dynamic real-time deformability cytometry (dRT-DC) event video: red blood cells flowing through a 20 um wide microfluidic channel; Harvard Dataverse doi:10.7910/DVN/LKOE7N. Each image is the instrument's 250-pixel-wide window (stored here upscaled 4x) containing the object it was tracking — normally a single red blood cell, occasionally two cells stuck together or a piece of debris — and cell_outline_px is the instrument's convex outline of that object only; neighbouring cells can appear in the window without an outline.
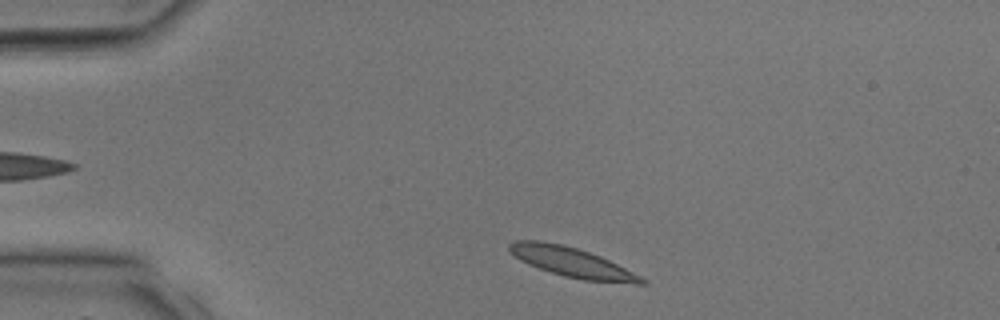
{"species": "common noctule bat (a hibernating species)", "species_latin": "Nyctalus noctula", "temperature_condition": "room temperature", "stored_images_in_passage": 27, "camera_frame_rate_fps": 3000, "um_per_image_px": 0.085, "animal": {"sex": "male", "body_mass_g": 17.9, "forearm_length_mm": 54.2}, "frame": {"image": 1, "passage_image": 1, "time_ms": 0.0, "image_size_px": [1000, 320], "cell_outline_px": [[648, 284], [636, 284], [584, 280], [564, 276], [528, 264], [520, 260], [508, 252], [508, 244], [512, 240], [540, 240], [560, 244], [576, 248], [600, 256], [648, 280]], "centroid_in_image_um": [48.57, 22.29], "position_along_channel_um": 36.4, "area_um2": 22.72}}
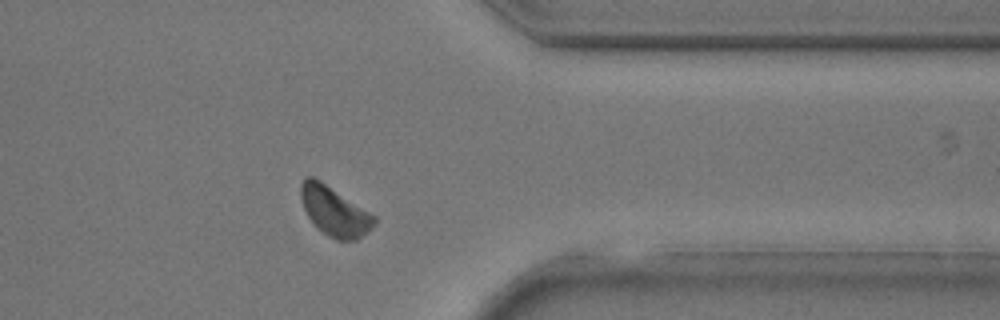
{"frame": {"image": 2, "passage_image": 21, "time_ms": 6.667, "image_size_px": [1000, 320], "cell_outline_px": [[376, 224], [372, 228], [356, 240], [336, 240], [328, 236], [316, 228], [308, 216], [300, 200], [300, 184], [304, 176], [312, 176], [320, 180], [376, 216]], "centroid_in_image_um": [28.4, 17.95], "position_along_channel_um": 383.0, "area_um2": 21.21}}
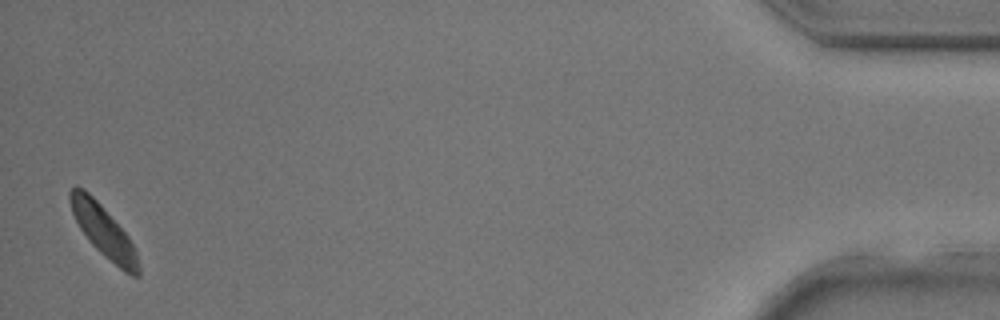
{"frame": {"image": 3, "passage_image": 27, "time_ms": 8.667, "image_size_px": [1000, 320], "cell_outline_px": [[140, 276], [132, 276], [124, 272], [104, 256], [88, 240], [80, 228], [72, 212], [68, 200], [68, 192], [76, 184], [84, 188], [100, 204], [128, 236], [136, 248], [140, 264]], "centroid_in_image_um": [8.81, 19.66], "position_along_channel_um": 426.4, "area_um2": 20.63}}